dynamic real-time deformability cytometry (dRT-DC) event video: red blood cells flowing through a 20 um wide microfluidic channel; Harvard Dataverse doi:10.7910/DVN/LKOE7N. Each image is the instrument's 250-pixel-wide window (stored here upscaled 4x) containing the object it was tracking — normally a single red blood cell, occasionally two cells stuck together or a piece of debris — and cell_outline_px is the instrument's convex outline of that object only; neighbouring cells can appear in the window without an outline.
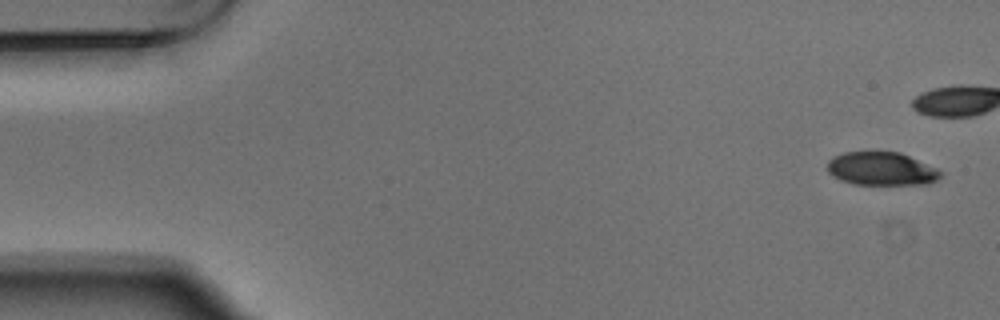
{"species": "Egyptian fruit bat (a non-hibernating species)", "species_latin": "Rousettus aegyptiacus", "temperature_condition": "warm", "stored_images_in_passage": 15, "camera_frame_rate_fps": 3000, "um_per_image_px": 0.085, "animal": {"sex": "male"}, "frame": {"image": 1, "passage_image": 1, "time_ms": 0.0, "image_size_px": [1000, 320], "cell_outline_px": [[944, 172], [936, 180], [928, 184], [852, 184], [840, 180], [832, 176], [828, 172], [828, 160], [832, 156], [844, 152], [900, 152], [936, 168]], "centroid_in_image_um": [74.9, 14.35], "position_along_channel_um": 10.1, "area_um2": 21.96}}
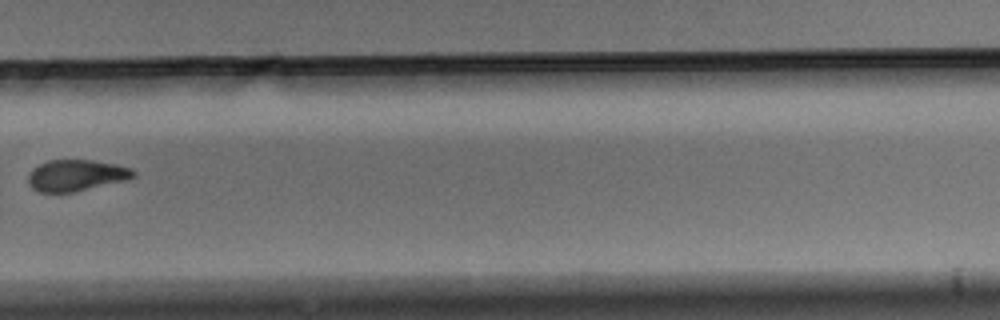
{"frame": {"image": 2, "passage_image": 11, "time_ms": 3.333, "image_size_px": [1000, 320], "cell_outline_px": [[136, 176], [124, 180], [72, 192], [40, 192], [32, 188], [28, 184], [28, 172], [32, 168], [48, 160], [92, 160], [116, 164], [132, 168], [136, 172]], "centroid_in_image_um": [6.45, 14.89], "position_along_channel_um": 323.4, "area_um2": 19.13}}
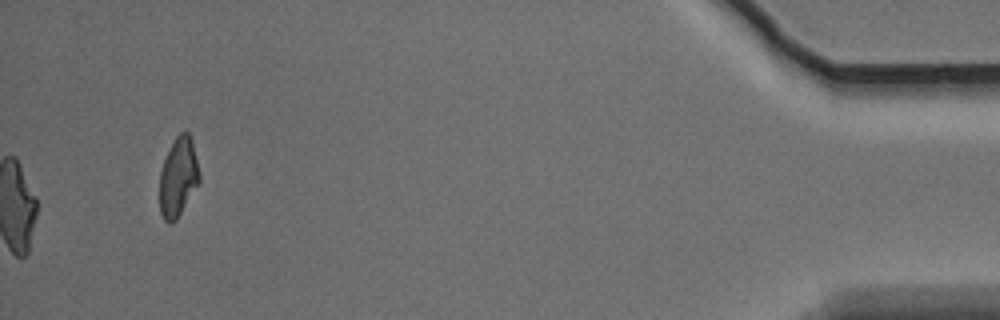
{"frame": {"image": 3, "passage_image": 15, "time_ms": 4.667, "image_size_px": [1000, 320], "cell_outline_px": [[200, 184], [176, 220], [172, 224], [168, 224], [164, 220], [160, 212], [160, 172], [164, 160], [176, 136], [184, 128], [188, 132], [192, 140], [200, 172]], "centroid_in_image_um": [15.17, 15.07], "position_along_channel_um": 420.0, "area_um2": 18.61}}